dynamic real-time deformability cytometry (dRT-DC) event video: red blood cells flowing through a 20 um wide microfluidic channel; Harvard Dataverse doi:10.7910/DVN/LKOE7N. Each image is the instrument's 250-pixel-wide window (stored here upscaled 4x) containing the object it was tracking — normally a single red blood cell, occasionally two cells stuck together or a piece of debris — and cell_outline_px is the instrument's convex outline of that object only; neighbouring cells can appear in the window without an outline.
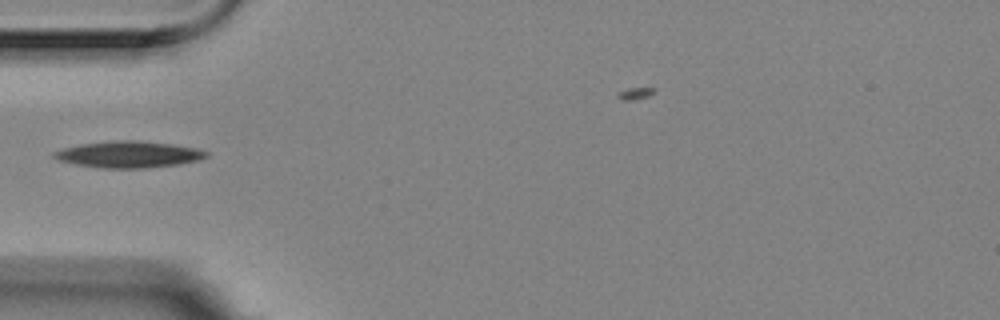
{"species": "Egyptian fruit bat (a non-hibernating species)", "species_latin": "Rousettus aegyptiacus", "temperature_condition": "room temperature", "stored_images_in_passage": 3, "camera_frame_rate_fps": 3000, "um_per_image_px": 0.085, "animal": {"sex": "female"}, "frame": {"image": 1, "passage_image": 2, "time_ms": 0.333, "image_size_px": [1000, 320], "cell_outline_px": [[208, 156], [200, 160], [180, 164], [144, 168], [100, 168], [76, 164], [60, 160], [52, 156], [52, 152], [64, 148], [80, 144], [116, 140], [140, 140], [172, 144], [196, 148], [208, 152]], "centroid_in_image_um": [10.96, 13.12], "position_along_channel_um": 74.0, "area_um2": 23.52}}